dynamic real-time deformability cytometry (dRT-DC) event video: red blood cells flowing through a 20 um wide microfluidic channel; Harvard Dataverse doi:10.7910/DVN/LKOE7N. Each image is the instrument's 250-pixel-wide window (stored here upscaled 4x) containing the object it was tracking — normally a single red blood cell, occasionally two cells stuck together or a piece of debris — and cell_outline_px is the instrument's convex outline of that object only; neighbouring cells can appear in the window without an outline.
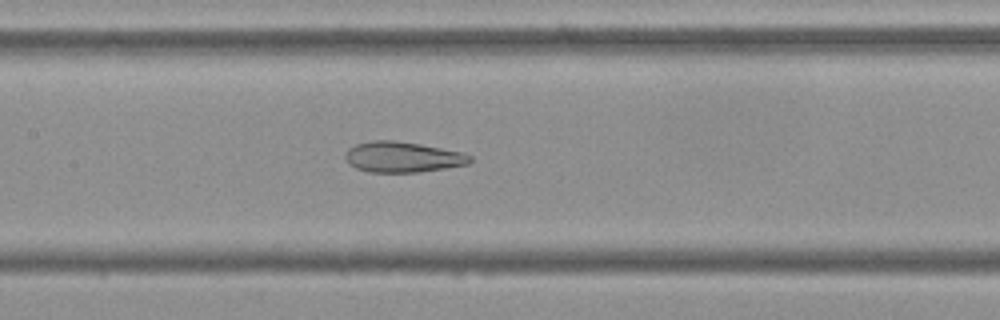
{"species": "Egyptian fruit bat (a non-hibernating species)", "species_latin": "Rousettus aegyptiacus", "temperature_condition": "cold", "stored_images_in_passage": 29, "camera_frame_rate_fps": 3000, "um_per_image_px": 0.085, "frame": {"image": 1, "passage_image": 25, "time_ms": 8.0, "image_size_px": [1000, 320], "cell_outline_px": [[472, 160], [468, 164], [420, 172], [368, 172], [356, 168], [348, 164], [344, 156], [348, 148], [356, 144], [372, 140], [396, 140], [420, 144], [460, 152], [472, 156]], "centroid_in_image_um": [34.18, 13.34], "position_along_channel_um": 173.2, "area_um2": 22.25}}
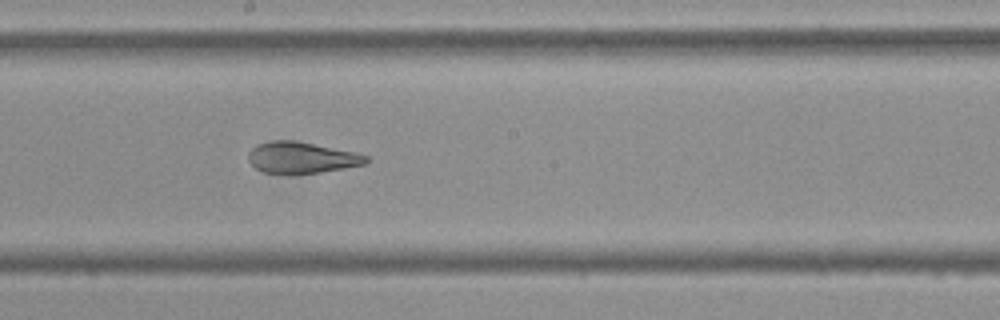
{"frame": {"image": 2, "passage_image": 29, "time_ms": 9.333, "image_size_px": [1000, 320], "cell_outline_px": [[368, 164], [320, 172], [264, 172], [256, 168], [248, 160], [248, 152], [256, 144], [272, 140], [292, 140], [352, 152], [368, 156]], "centroid_in_image_um": [25.61, 13.38], "position_along_channel_um": 222.6, "area_um2": 20.87}}